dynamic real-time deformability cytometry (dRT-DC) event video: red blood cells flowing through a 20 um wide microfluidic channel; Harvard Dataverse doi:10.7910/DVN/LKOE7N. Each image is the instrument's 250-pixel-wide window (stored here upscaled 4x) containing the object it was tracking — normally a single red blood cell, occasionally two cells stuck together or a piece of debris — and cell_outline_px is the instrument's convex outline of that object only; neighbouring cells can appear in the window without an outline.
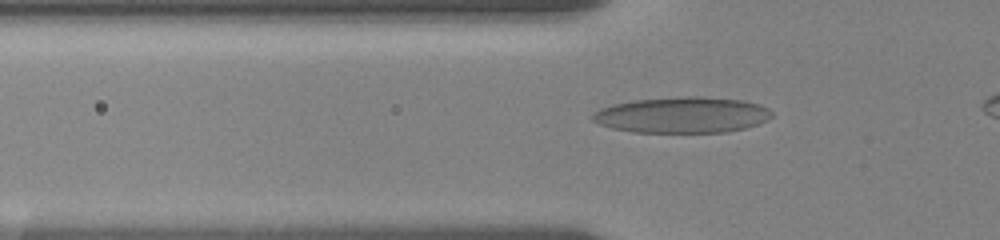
{"species": "human", "species_latin": "Homo sapiens", "temperature_condition": "room temperature", "stored_images_in_passage": 42, "camera_frame_rate_fps": 3000, "um_per_image_px": 0.085, "donor": {"sex": "female"}, "frame": {"image": 1, "passage_image": 10, "time_ms": 3.0, "image_size_px": [1000, 240], "cell_outline_px": [[772, 116], [768, 120], [744, 128], [724, 132], [632, 132], [612, 128], [600, 124], [592, 120], [592, 112], [600, 108], [632, 100], [684, 96], [704, 96], [744, 100], [760, 104], [768, 108], [772, 112]], "centroid_in_image_um": [58.0, 9.76], "position_along_channel_um": 67.8, "area_um2": 37.69}}
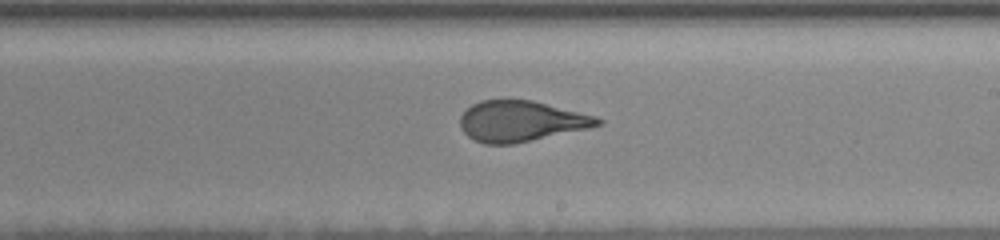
{"frame": {"image": 2, "passage_image": 25, "time_ms": 8.0, "image_size_px": [1000, 240], "cell_outline_px": [[604, 120], [600, 124], [588, 128], [512, 144], [484, 144], [472, 140], [460, 128], [460, 116], [472, 104], [480, 100], [532, 100], [596, 116]], "centroid_in_image_um": [44.24, 10.3], "position_along_channel_um": 244.8, "area_um2": 32.43}}
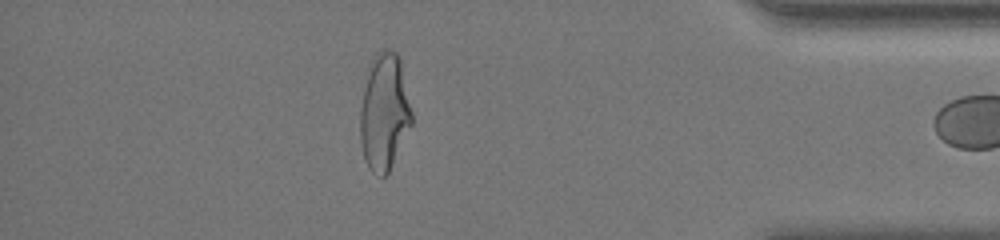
{"frame": {"image": 3, "passage_image": 41, "time_ms": 13.333, "image_size_px": [1000, 240], "cell_outline_px": [[412, 124], [388, 172], [384, 176], [376, 176], [368, 168], [364, 160], [360, 144], [360, 108], [364, 88], [372, 56], [376, 52], [396, 52], [400, 56], [412, 112]], "centroid_in_image_um": [32.66, 9.56], "position_along_channel_um": 402.5, "area_um2": 35.03}}